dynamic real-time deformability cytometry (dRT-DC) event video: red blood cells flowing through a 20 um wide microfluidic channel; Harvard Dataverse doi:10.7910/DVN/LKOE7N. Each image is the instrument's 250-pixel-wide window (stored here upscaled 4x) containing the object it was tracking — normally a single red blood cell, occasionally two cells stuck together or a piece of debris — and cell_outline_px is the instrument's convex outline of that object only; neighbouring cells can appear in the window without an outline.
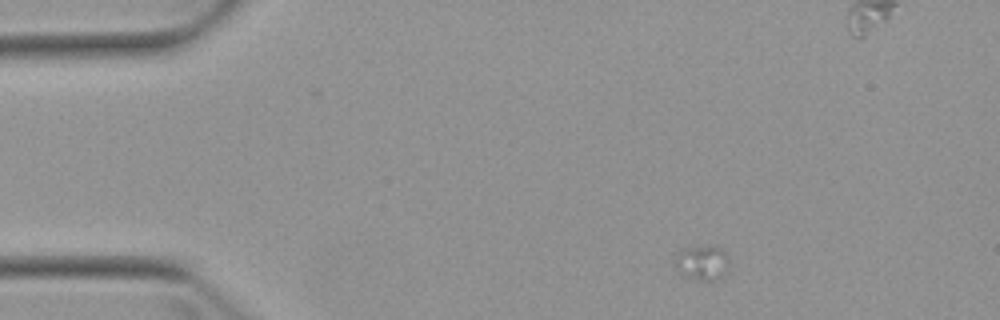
{"species": "Egyptian fruit bat (a non-hibernating species)", "species_latin": "Rousettus aegyptiacus", "temperature_condition": "warm", "stored_images_in_passage": 4, "segment_of_instrument_passage": [1, 2], "camera_frame_rate_fps": 3000, "um_per_image_px": 0.085, "animal": {"sex": "female"}, "frame": {"image": 1, "passage_image": 1, "time_ms": 0.0, "image_size_px": [1000, 320], "cell_outline_px": [[728, 268], [716, 280], [696, 280], [680, 272], [676, 268], [676, 252], [680, 248], [716, 244], [728, 256]], "centroid_in_image_um": [59.68, 22.27], "position_along_channel_um": 25.3, "area_um2": 11.04}}